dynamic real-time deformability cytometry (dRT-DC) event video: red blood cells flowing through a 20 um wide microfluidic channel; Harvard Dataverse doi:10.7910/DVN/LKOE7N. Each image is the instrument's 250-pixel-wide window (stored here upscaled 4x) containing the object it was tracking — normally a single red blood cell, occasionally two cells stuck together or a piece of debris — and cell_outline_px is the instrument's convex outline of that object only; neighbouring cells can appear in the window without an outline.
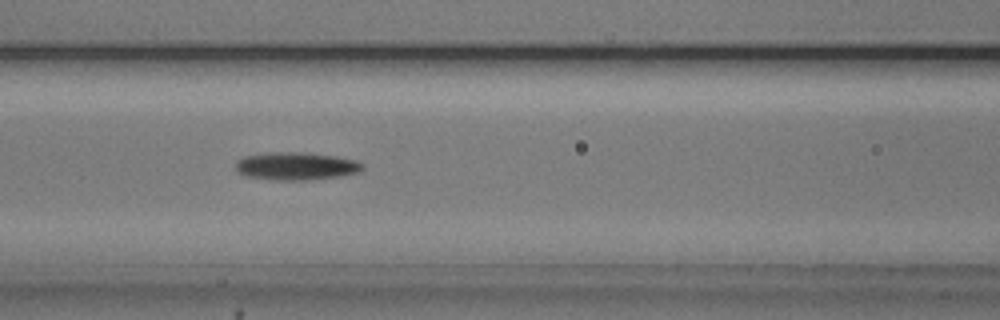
{"species": "common noctule bat (a hibernating species)", "species_latin": "Nyctalus noctula", "temperature_condition": "cold", "stored_images_in_passage": 44, "camera_frame_rate_fps": 3000, "um_per_image_px": 0.085, "animal": {"sex": "male", "body_mass_g": 20.5, "forearm_length_mm": 52.5}, "frame": {"image": 1, "passage_image": 19, "time_ms": 6.0, "image_size_px": [1000, 320], "cell_outline_px": [[364, 168], [360, 172], [340, 176], [308, 180], [272, 180], [244, 176], [236, 168], [236, 160], [244, 156], [268, 152], [308, 152], [336, 156], [356, 160], [364, 164]], "centroid_in_image_um": [25.18, 14.11], "position_along_channel_um": 141.4, "area_um2": 20.87}}